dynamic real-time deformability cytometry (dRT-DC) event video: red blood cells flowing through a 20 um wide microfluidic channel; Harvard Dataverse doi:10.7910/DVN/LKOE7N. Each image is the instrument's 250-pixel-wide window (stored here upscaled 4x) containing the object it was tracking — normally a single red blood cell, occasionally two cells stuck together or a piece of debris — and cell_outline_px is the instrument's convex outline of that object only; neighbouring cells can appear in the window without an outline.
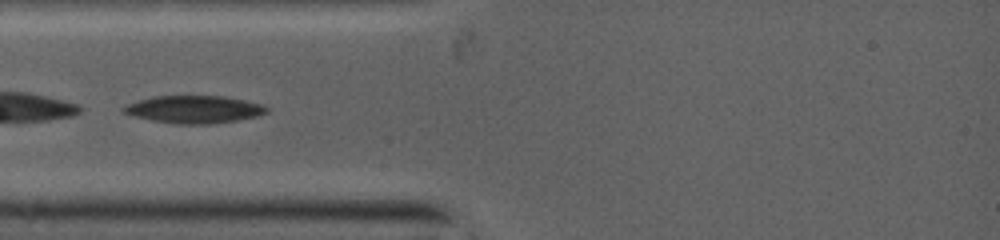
{"species": "common noctule bat (a hibernating species)", "species_latin": "Nyctalus noctula", "temperature_condition": "warm", "stored_images_in_passage": 5, "camera_frame_rate_fps": 5000, "um_per_image_px": 0.085, "animal": {"sex": "female", "body_mass_g": 19.0, "forearm_length_mm": 53.3}, "frame": {"image": 1, "passage_image": 2, "time_ms": 0.6, "image_size_px": [1000, 240], "cell_outline_px": [[268, 112], [256, 116], [236, 120], [208, 124], [176, 124], [152, 120], [136, 116], [124, 112], [120, 108], [140, 100], [156, 96], [224, 96], [260, 104], [268, 108]], "centroid_in_image_um": [16.5, 9.3], "position_along_channel_um": 68.5, "area_um2": 22.48}}
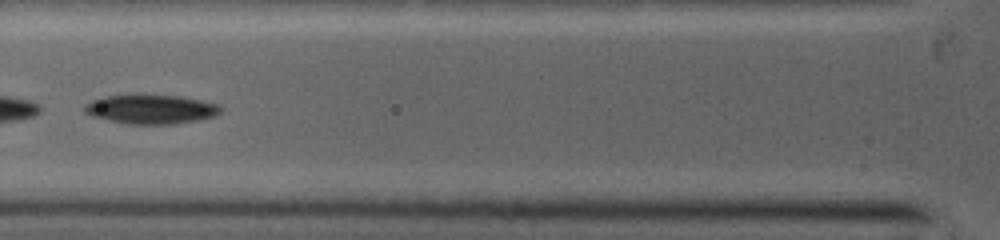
{"frame": {"image": 2, "passage_image": 4, "time_ms": 1.6, "image_size_px": [1000, 240], "cell_outline_px": [[220, 112], [212, 116], [196, 120], [172, 124], [128, 124], [96, 116], [84, 112], [84, 108], [88, 104], [96, 100], [108, 96], [180, 96], [200, 100], [216, 104], [220, 108]], "centroid_in_image_um": [12.87, 9.3], "position_along_channel_um": 112.9, "area_um2": 22.02}}